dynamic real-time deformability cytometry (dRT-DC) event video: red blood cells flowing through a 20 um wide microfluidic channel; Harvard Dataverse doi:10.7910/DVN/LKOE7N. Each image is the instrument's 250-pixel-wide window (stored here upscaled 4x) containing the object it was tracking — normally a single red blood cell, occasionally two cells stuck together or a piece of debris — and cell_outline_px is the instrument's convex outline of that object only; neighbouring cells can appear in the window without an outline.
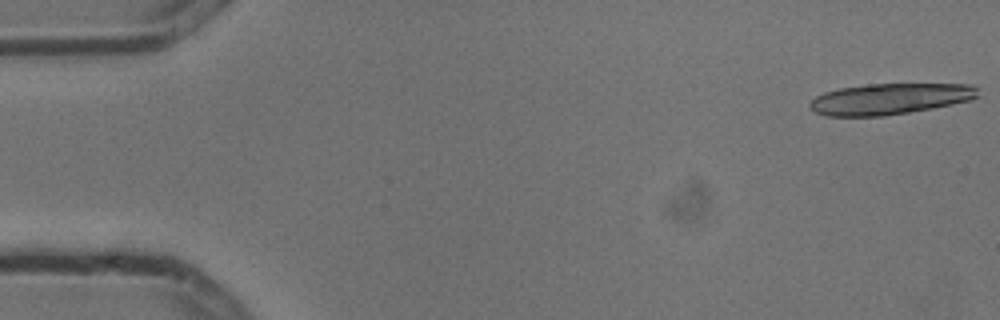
{"species": "common noctule bat (a hibernating species)", "species_latin": "Nyctalus noctula", "temperature_condition": "cold", "stored_images_in_passage": 5, "camera_frame_rate_fps": 3000, "um_per_image_px": 0.085, "animal": {"sex": "male", "body_mass_g": 13.3}, "frame": {"image": 1, "passage_image": 1, "time_ms": 0.0, "image_size_px": [1000, 320], "cell_outline_px": [[980, 96], [968, 100], [952, 104], [932, 108], [884, 116], [828, 116], [816, 112], [808, 104], [816, 96], [824, 92], [840, 88], [868, 84], [972, 84], [976, 88]], "centroid_in_image_um": [75.64, 8.4], "position_along_channel_um": 9.4, "area_um2": 30.23}}